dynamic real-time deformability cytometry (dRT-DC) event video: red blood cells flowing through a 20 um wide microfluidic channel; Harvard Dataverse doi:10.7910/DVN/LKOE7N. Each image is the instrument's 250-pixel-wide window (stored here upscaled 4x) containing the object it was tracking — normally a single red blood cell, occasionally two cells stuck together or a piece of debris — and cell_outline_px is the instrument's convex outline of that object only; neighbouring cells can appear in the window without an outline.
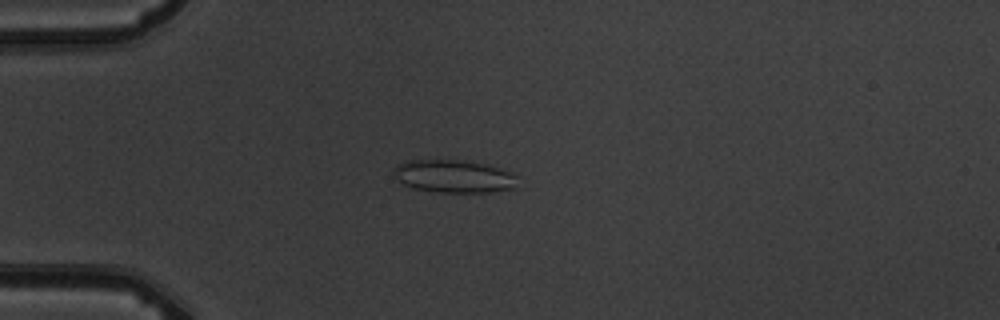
{"species": "common noctule bat (a hibernating species)", "species_latin": "Nyctalus noctula", "temperature_condition": "warm", "stored_images_in_passage": 5, "camera_frame_rate_fps": 3000, "um_per_image_px": 0.085, "animal": {"sex": "male", "body_mass_g": 19.5, "forearm_length_mm": 54.6}, "frame": {"image": 1, "passage_image": 3, "time_ms": 3.333, "image_size_px": [1000, 320], "cell_outline_px": [[516, 188], [492, 192], [440, 192], [412, 188], [404, 184], [392, 172], [396, 164], [404, 160], [460, 160], [484, 164], [508, 172], [516, 176]], "centroid_in_image_um": [38.53, 14.99], "position_along_channel_um": 46.5, "area_um2": 23.47}}
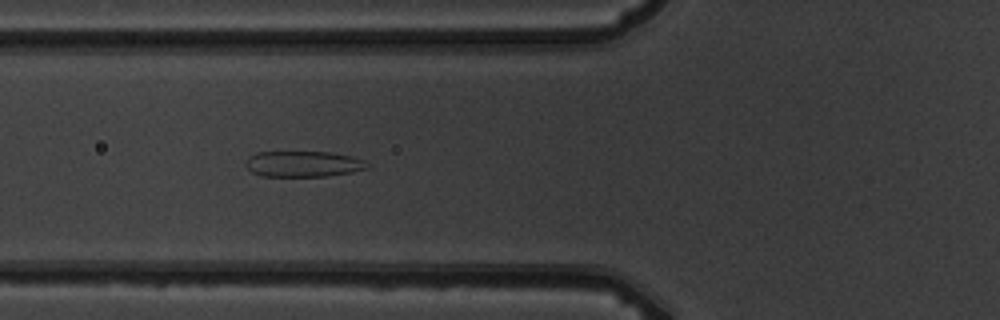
{"frame": {"image": 2, "passage_image": 5, "time_ms": 5.333, "image_size_px": [1000, 320], "cell_outline_px": [[368, 168], [352, 172], [324, 176], [260, 176], [252, 172], [244, 164], [248, 156], [256, 152], [332, 152], [352, 156], [364, 160], [368, 164]], "centroid_in_image_um": [25.75, 13.93], "position_along_channel_um": 100.0, "area_um2": 18.38}}